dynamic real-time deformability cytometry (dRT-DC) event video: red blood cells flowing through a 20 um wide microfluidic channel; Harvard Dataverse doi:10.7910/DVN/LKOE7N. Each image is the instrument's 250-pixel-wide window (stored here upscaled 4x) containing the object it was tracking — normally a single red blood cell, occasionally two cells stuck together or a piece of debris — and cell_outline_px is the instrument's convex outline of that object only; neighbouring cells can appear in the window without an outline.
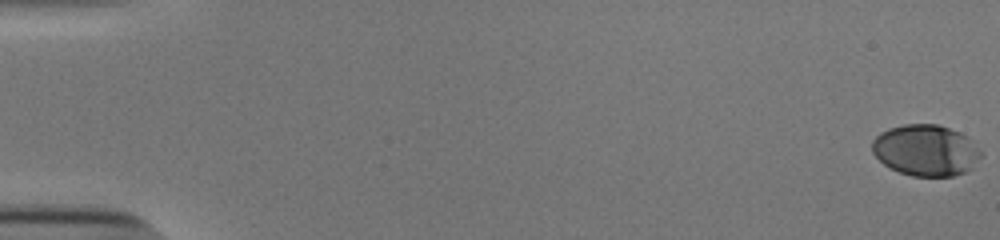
{"species": "human", "species_latin": "Homo sapiens", "temperature_condition": "cold", "stored_images_in_passage": 50, "camera_frame_rate_fps": 3000, "um_per_image_px": 0.085, "donor": {"sex": "male"}, "frame": {"image": 1, "passage_image": 1, "time_ms": 0.0, "image_size_px": [1000, 240], "cell_outline_px": [[980, 156], [972, 168], [964, 172], [952, 176], [912, 176], [900, 172], [884, 164], [872, 152], [872, 140], [880, 132], [888, 128], [904, 124], [936, 124], [960, 132], [968, 136], [972, 140], [980, 152]], "centroid_in_image_um": [78.67, 12.76], "position_along_channel_um": 6.3, "area_um2": 32.37}}
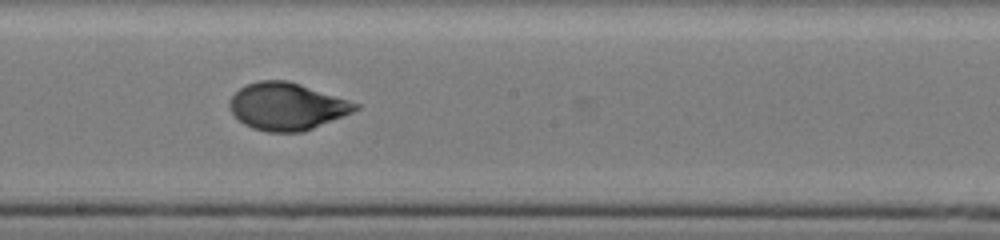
{"frame": {"image": 2, "passage_image": 32, "time_ms": 10.333, "image_size_px": [1000, 240], "cell_outline_px": [[360, 108], [352, 112], [304, 132], [268, 132], [252, 128], [244, 124], [232, 112], [228, 104], [232, 96], [240, 88], [248, 84], [260, 80], [288, 80], [360, 104]], "centroid_in_image_um": [24.38, 9.05], "position_along_channel_um": 223.8, "area_um2": 34.33}}
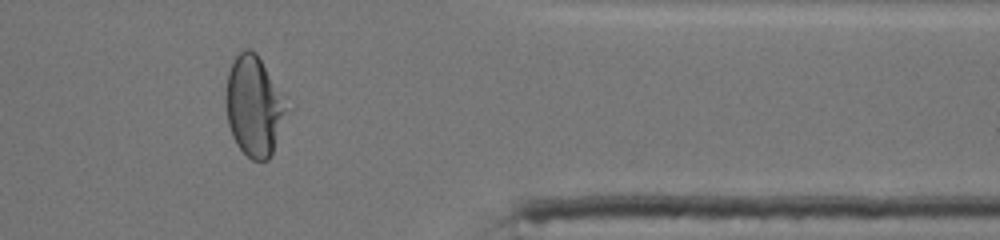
{"frame": {"image": 3, "passage_image": 46, "time_ms": 15.0, "image_size_px": [1000, 240], "cell_outline_px": [[284, 112], [272, 156], [268, 160], [252, 160], [236, 144], [232, 136], [228, 124], [224, 100], [224, 96], [228, 72], [236, 56], [244, 48], [248, 48], [256, 52], [284, 108]], "centroid_in_image_um": [21.46, 9.06], "position_along_channel_um": 389.9, "area_um2": 33.7}, "authors_computed_cell_mechanics": {"area_um2": 33.8997, "velocity_mm_per_s": 3.8752, "shape_relaxation_time_tau1_ms": 2.8785, "shape_relaxation_time_tau2_ms": null, "deformation_change_tau1": 0.1631, "deformation_change_tau2": null}}